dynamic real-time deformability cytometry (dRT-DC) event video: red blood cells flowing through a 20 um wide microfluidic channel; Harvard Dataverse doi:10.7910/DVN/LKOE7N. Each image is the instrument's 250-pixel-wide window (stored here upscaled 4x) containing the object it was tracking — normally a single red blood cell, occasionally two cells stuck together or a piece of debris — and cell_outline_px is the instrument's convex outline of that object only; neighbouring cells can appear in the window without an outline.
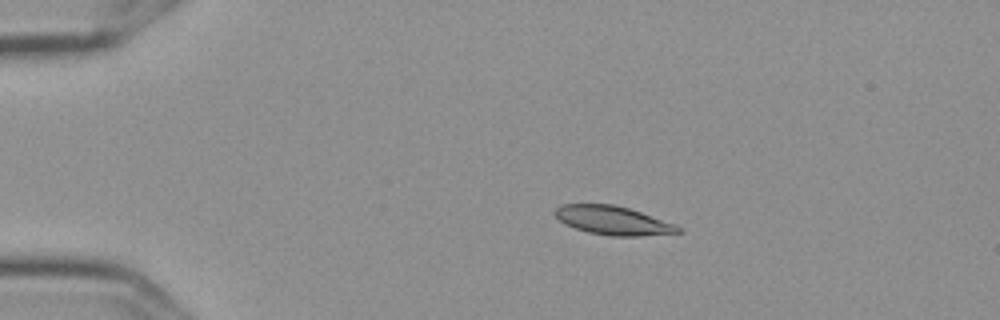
{"species": "Egyptian fruit bat (a non-hibernating species)", "species_latin": "Rousettus aegyptiacus", "temperature_condition": "cold", "stored_images_in_passage": 9, "camera_frame_rate_fps": 3000, "um_per_image_px": 0.085, "frame": {"image": 1, "passage_image": 1, "time_ms": 0.0, "image_size_px": [1000, 320], "cell_outline_px": [[684, 232], [640, 236], [612, 236], [588, 232], [564, 224], [552, 212], [560, 204], [612, 204], [628, 208], [676, 224]], "centroid_in_image_um": [52.09, 18.74], "position_along_channel_um": 32.9, "area_um2": 20.58}}
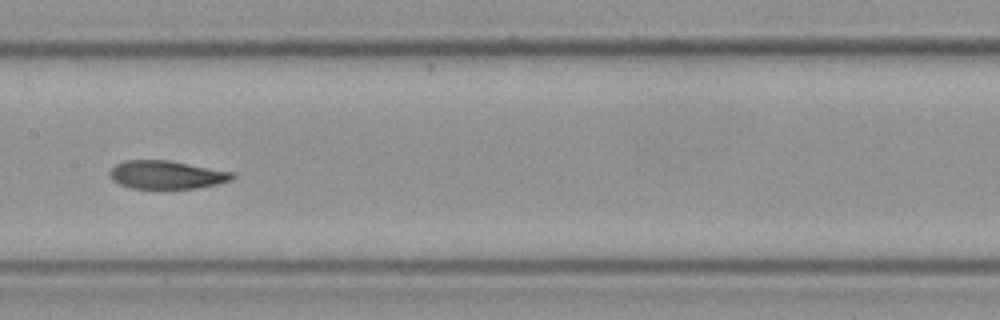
{"frame": {"image": 2, "passage_image": 6, "time_ms": 1.667, "image_size_px": [1000, 320], "cell_outline_px": [[236, 176], [232, 180], [216, 184], [196, 188], [132, 188], [120, 184], [112, 180], [108, 172], [116, 164], [124, 160], [168, 160], [236, 172]], "centroid_in_image_um": [14.18, 14.84], "position_along_channel_um": 193.2, "area_um2": 20.23}}
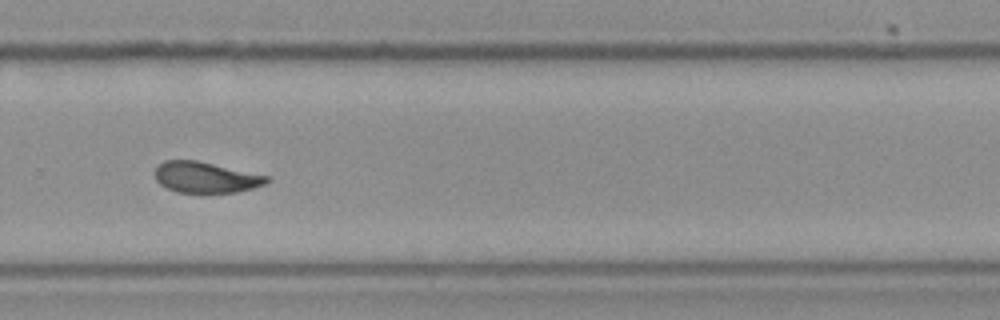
{"frame": {"image": 3, "passage_image": 9, "time_ms": 2.667, "image_size_px": [1000, 320], "cell_outline_px": [[272, 180], [264, 184], [252, 188], [236, 192], [176, 192], [160, 184], [156, 180], [156, 168], [164, 160], [196, 160], [268, 176]], "centroid_in_image_um": [17.48, 15.07], "position_along_channel_um": 312.3, "area_um2": 19.83}}